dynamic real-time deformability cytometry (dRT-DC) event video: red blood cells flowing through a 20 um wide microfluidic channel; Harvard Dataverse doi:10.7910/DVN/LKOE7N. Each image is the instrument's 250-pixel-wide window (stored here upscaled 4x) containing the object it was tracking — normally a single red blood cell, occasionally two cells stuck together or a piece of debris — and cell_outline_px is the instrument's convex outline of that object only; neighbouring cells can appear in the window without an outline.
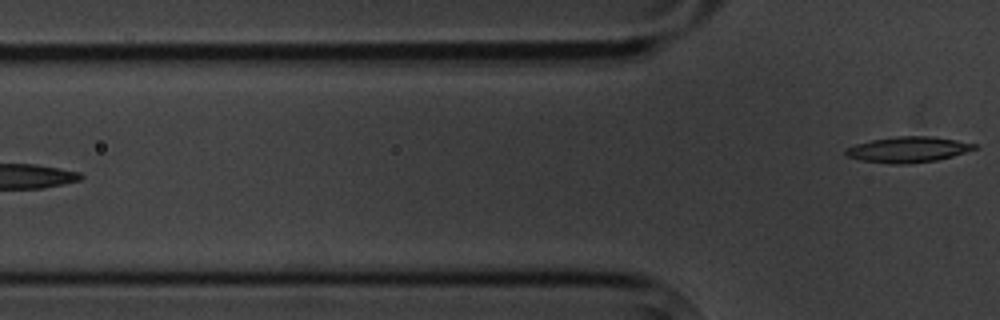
{"species": "common noctule bat (a hibernating species)", "species_latin": "Nyctalus noctula", "temperature_condition": "cold", "stored_images_in_passage": 7, "camera_frame_rate_fps": 3000, "um_per_image_px": 0.085, "animal": {"sex": "male", "body_mass_g": 20.1, "forearm_length_mm": 53.5}, "frame": {"image": 1, "passage_image": 7, "time_ms": 7.333, "image_size_px": [1000, 320], "cell_outline_px": [[976, 148], [952, 156], [936, 160], [904, 164], [892, 164], [860, 160], [844, 156], [844, 148], [856, 144], [872, 140], [896, 136], [928, 136], [956, 140], [976, 144]], "centroid_in_image_um": [77.1, 12.71], "position_along_channel_um": 48.7, "area_um2": 19.13}}